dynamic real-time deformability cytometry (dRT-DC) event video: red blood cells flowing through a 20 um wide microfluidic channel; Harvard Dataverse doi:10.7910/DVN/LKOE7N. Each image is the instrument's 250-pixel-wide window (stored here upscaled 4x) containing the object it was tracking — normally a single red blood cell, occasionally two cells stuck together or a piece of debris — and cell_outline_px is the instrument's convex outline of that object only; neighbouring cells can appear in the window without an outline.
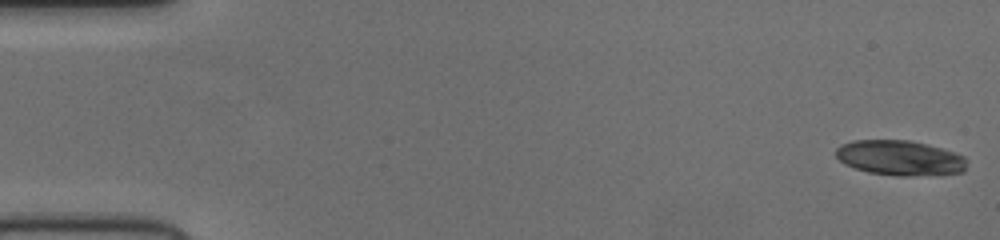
{"species": "human", "species_latin": "Homo sapiens", "temperature_condition": "cold", "stored_images_in_passage": 52, "camera_frame_rate_fps": 3000, "um_per_image_px": 0.085, "donor": {"sex": "female"}, "frame": {"image": 1, "passage_image": 1, "time_ms": 0.0, "image_size_px": [1000, 240], "cell_outline_px": [[968, 160], [964, 172], [908, 176], [896, 176], [868, 172], [844, 164], [836, 156], [836, 148], [840, 144], [852, 140], [908, 140], [940, 148], [964, 156]], "centroid_in_image_um": [76.47, 13.42], "position_along_channel_um": 8.5, "area_um2": 26.65}}
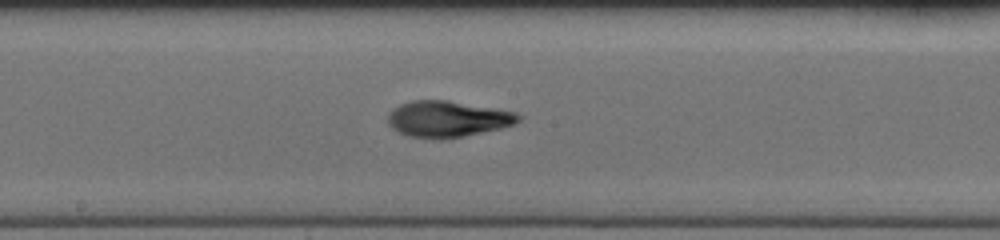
{"frame": {"image": 2, "passage_image": 28, "time_ms": 9.0, "image_size_px": [1000, 240], "cell_outline_px": [[524, 116], [516, 124], [500, 128], [464, 136], [440, 140], [432, 140], [408, 136], [392, 128], [388, 124], [388, 112], [392, 108], [400, 104], [412, 100], [448, 100], [496, 108], [516, 112]], "centroid_in_image_um": [38.05, 10.11], "position_along_channel_um": 210.2, "area_um2": 27.98}}
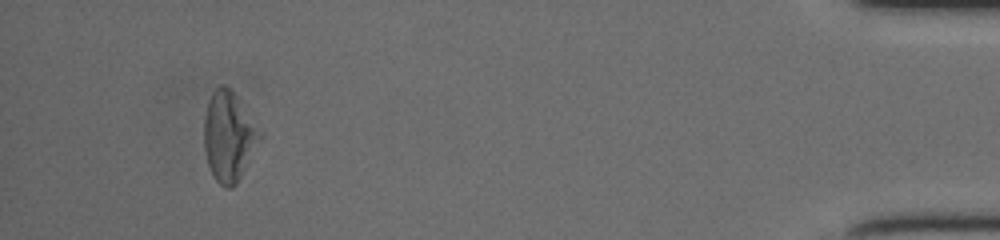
{"frame": {"image": 3, "passage_image": 49, "time_ms": 16.0, "image_size_px": [1000, 240], "cell_outline_px": [[260, 136], [236, 184], [232, 188], [224, 188], [216, 180], [208, 164], [204, 148], [204, 116], [208, 100], [212, 92], [220, 84], [224, 84], [240, 100]], "centroid_in_image_um": [19.36, 11.58], "position_along_channel_um": 415.8, "area_um2": 27.98}}